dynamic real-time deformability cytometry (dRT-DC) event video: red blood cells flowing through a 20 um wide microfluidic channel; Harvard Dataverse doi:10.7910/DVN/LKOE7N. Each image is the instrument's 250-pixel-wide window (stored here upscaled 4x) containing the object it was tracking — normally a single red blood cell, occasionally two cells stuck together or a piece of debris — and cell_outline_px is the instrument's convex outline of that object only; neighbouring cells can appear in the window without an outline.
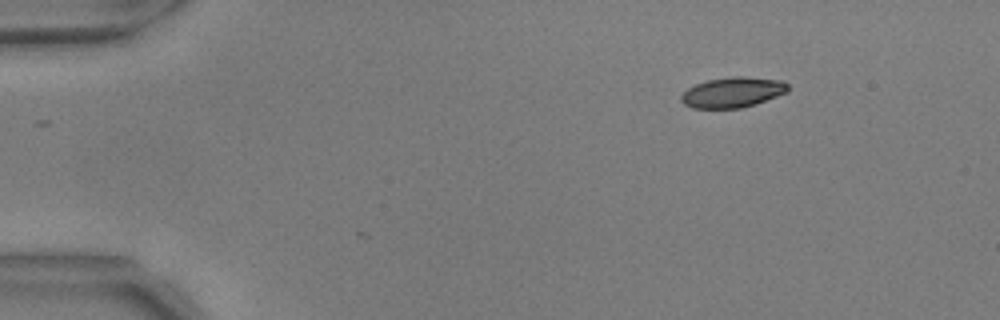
{"species": "common noctule bat (a hibernating species)", "species_latin": "Nyctalus noctula", "temperature_condition": "warm", "stored_images_in_passage": 3, "camera_frame_rate_fps": 3000, "um_per_image_px": 0.085, "animal": {"sex": "male", "body_mass_g": 17.9, "forearm_length_mm": 54.2}, "frame": {"image": 1, "passage_image": 1, "time_ms": 0.0, "image_size_px": [1000, 320], "cell_outline_px": [[788, 92], [740, 108], [692, 108], [684, 104], [680, 100], [680, 96], [688, 88], [696, 84], [708, 80], [736, 76], [744, 76], [780, 80], [788, 84]], "centroid_in_image_um": [62.25, 7.84], "position_along_channel_um": 22.8, "area_um2": 18.61}}